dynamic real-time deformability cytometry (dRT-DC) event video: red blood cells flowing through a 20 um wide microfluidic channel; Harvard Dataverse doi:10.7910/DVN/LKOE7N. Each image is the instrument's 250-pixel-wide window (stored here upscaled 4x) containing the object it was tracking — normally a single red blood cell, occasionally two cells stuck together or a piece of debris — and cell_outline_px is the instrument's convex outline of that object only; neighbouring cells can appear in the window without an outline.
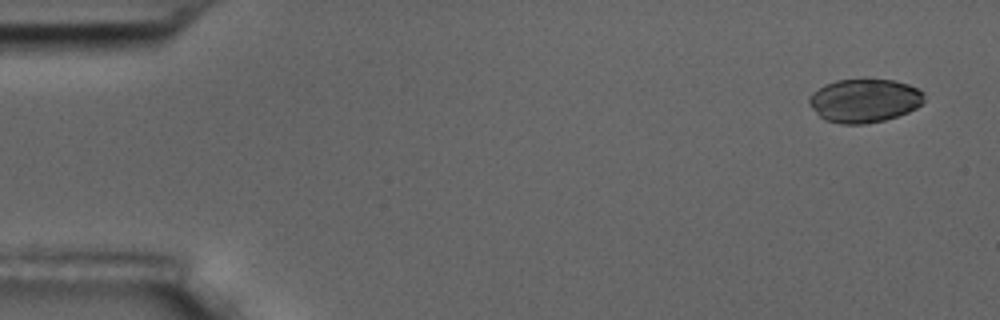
{"species": "common noctule bat (a hibernating species)", "species_latin": "Nyctalus noctula", "temperature_condition": "room temperature", "stored_images_in_passage": 5, "camera_frame_rate_fps": 3000, "um_per_image_px": 0.085, "animal": {"sex": "male", "body_mass_g": 17.5, "forearm_length_mm": 52.3}, "frame": {"image": 1, "passage_image": 1, "time_ms": 0.0, "image_size_px": [1000, 320], "cell_outline_px": [[924, 100], [916, 108], [908, 112], [884, 120], [864, 124], [840, 124], [824, 120], [808, 104], [808, 96], [812, 92], [824, 84], [836, 80], [864, 76], [896, 80], [908, 84], [924, 92]], "centroid_in_image_um": [73.44, 8.5], "position_along_channel_um": 11.6, "area_um2": 30.11}}